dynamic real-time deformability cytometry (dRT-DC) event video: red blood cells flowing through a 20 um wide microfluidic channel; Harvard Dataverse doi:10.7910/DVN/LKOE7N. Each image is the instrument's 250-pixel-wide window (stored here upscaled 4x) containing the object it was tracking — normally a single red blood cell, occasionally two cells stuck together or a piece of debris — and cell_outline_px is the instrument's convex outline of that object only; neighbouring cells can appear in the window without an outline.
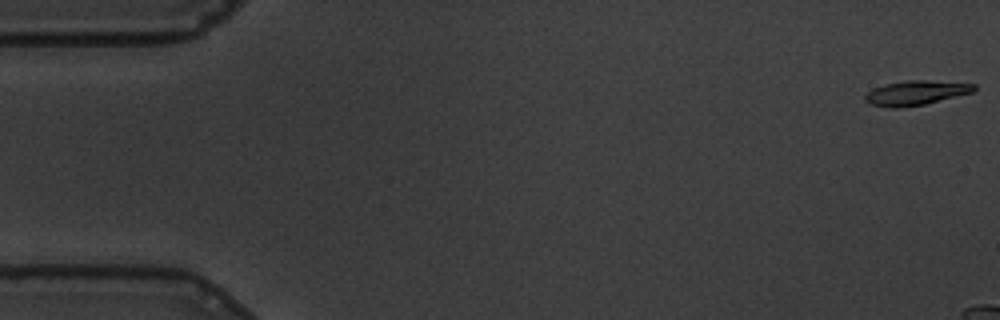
{"species": "common noctule bat (a hibernating species)", "species_latin": "Nyctalus noctula", "temperature_condition": "warm", "stored_images_in_passage": 9, "camera_frame_rate_fps": 3000, "um_per_image_px": 0.085, "animal": {"sex": "male", "body_mass_g": 19.5, "forearm_length_mm": 54.6}, "frame": {"image": 1, "passage_image": 1, "time_ms": 0.0, "image_size_px": [1000, 320], "cell_outline_px": [[976, 88], [972, 92], [924, 104], [900, 108], [892, 108], [872, 104], [864, 100], [864, 96], [868, 92], [884, 84], [908, 80], [928, 80], [976, 84]], "centroid_in_image_um": [77.84, 7.89], "position_along_channel_um": 7.2, "area_um2": 15.32}}